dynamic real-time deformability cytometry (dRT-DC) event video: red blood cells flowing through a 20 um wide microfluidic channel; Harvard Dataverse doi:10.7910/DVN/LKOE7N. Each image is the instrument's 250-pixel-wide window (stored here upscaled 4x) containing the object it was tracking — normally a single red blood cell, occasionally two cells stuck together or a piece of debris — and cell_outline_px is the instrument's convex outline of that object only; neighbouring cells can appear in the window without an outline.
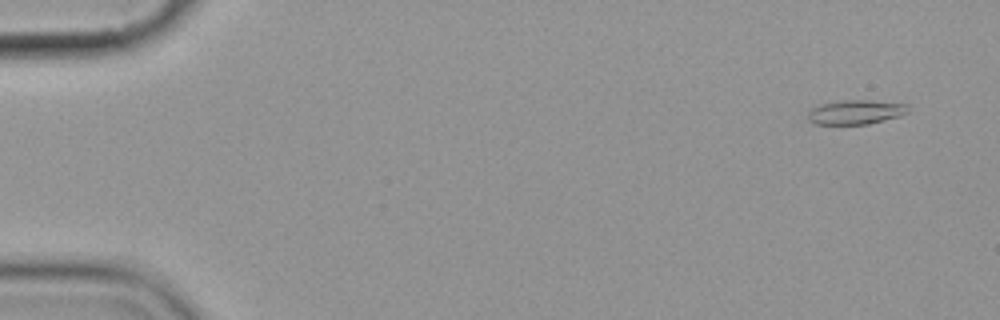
{"species": "common noctule bat (a hibernating species)", "species_latin": "Nyctalus noctula", "temperature_condition": "cold", "stored_images_in_passage": 5, "camera_frame_rate_fps": 3000, "um_per_image_px": 0.085, "animal": {"sex": "female", "body_mass_g": 19.9}, "frame": {"image": 1, "passage_image": 1, "time_ms": 0.0, "image_size_px": [1000, 320], "cell_outline_px": [[908, 112], [900, 116], [868, 124], [816, 124], [808, 120], [808, 112], [812, 108], [820, 104], [844, 100], [868, 100], [908, 104]], "centroid_in_image_um": [72.74, 9.53], "position_along_channel_um": 12.3, "area_um2": 14.16}}
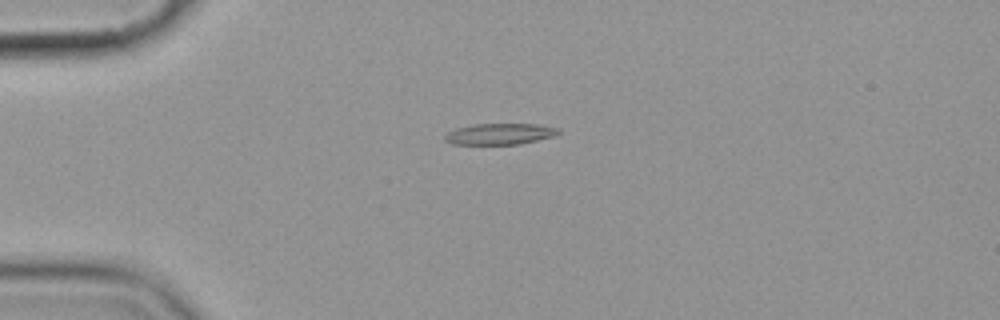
{"frame": {"image": 2, "passage_image": 4, "time_ms": 3.667, "image_size_px": [1000, 320], "cell_outline_px": [[560, 132], [556, 136], [520, 144], [452, 144], [444, 140], [444, 136], [448, 132], [456, 128], [472, 124], [536, 124], [560, 128]], "centroid_in_image_um": [42.5, 11.38], "position_along_channel_um": 42.5, "area_um2": 14.1}}